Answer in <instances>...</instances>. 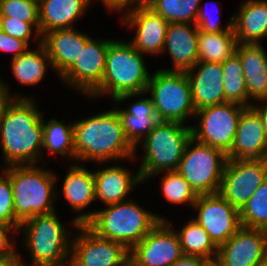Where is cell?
Returning <instances> with one entry per match:
<instances>
[{
    "instance_id": "1",
    "label": "cell",
    "mask_w": 267,
    "mask_h": 266,
    "mask_svg": "<svg viewBox=\"0 0 267 266\" xmlns=\"http://www.w3.org/2000/svg\"><path fill=\"white\" fill-rule=\"evenodd\" d=\"M73 123L76 162L93 161L102 166L110 160L135 161V148L124 136L116 107Z\"/></svg>"
},
{
    "instance_id": "2",
    "label": "cell",
    "mask_w": 267,
    "mask_h": 266,
    "mask_svg": "<svg viewBox=\"0 0 267 266\" xmlns=\"http://www.w3.org/2000/svg\"><path fill=\"white\" fill-rule=\"evenodd\" d=\"M34 98H16L0 123L3 167L35 165L42 160V114Z\"/></svg>"
},
{
    "instance_id": "3",
    "label": "cell",
    "mask_w": 267,
    "mask_h": 266,
    "mask_svg": "<svg viewBox=\"0 0 267 266\" xmlns=\"http://www.w3.org/2000/svg\"><path fill=\"white\" fill-rule=\"evenodd\" d=\"M147 69L144 55L133 47L130 40H111L102 82L88 97L95 99L106 94L116 105L141 97L151 75Z\"/></svg>"
},
{
    "instance_id": "4",
    "label": "cell",
    "mask_w": 267,
    "mask_h": 266,
    "mask_svg": "<svg viewBox=\"0 0 267 266\" xmlns=\"http://www.w3.org/2000/svg\"><path fill=\"white\" fill-rule=\"evenodd\" d=\"M94 211V216L85 225L97 236L119 242L129 251L167 218L147 211L133 199Z\"/></svg>"
},
{
    "instance_id": "5",
    "label": "cell",
    "mask_w": 267,
    "mask_h": 266,
    "mask_svg": "<svg viewBox=\"0 0 267 266\" xmlns=\"http://www.w3.org/2000/svg\"><path fill=\"white\" fill-rule=\"evenodd\" d=\"M15 217L23 221L55 212L57 175L36 165L9 166Z\"/></svg>"
},
{
    "instance_id": "6",
    "label": "cell",
    "mask_w": 267,
    "mask_h": 266,
    "mask_svg": "<svg viewBox=\"0 0 267 266\" xmlns=\"http://www.w3.org/2000/svg\"><path fill=\"white\" fill-rule=\"evenodd\" d=\"M66 227L57 212L36 215L23 221L18 231L24 232L23 245L29 252L30 265L61 266L70 258L72 230Z\"/></svg>"
},
{
    "instance_id": "7",
    "label": "cell",
    "mask_w": 267,
    "mask_h": 266,
    "mask_svg": "<svg viewBox=\"0 0 267 266\" xmlns=\"http://www.w3.org/2000/svg\"><path fill=\"white\" fill-rule=\"evenodd\" d=\"M191 138V125L176 121H159L138 144H142L144 152L137 169L142 181H147L159 172L177 170Z\"/></svg>"
},
{
    "instance_id": "8",
    "label": "cell",
    "mask_w": 267,
    "mask_h": 266,
    "mask_svg": "<svg viewBox=\"0 0 267 266\" xmlns=\"http://www.w3.org/2000/svg\"><path fill=\"white\" fill-rule=\"evenodd\" d=\"M144 94H150L159 121L185 124L186 120L195 115L191 85L186 72L156 70L150 75Z\"/></svg>"
},
{
    "instance_id": "9",
    "label": "cell",
    "mask_w": 267,
    "mask_h": 266,
    "mask_svg": "<svg viewBox=\"0 0 267 266\" xmlns=\"http://www.w3.org/2000/svg\"><path fill=\"white\" fill-rule=\"evenodd\" d=\"M228 158L219 148L191 138L176 171L190 184L197 195L219 193Z\"/></svg>"
},
{
    "instance_id": "10",
    "label": "cell",
    "mask_w": 267,
    "mask_h": 266,
    "mask_svg": "<svg viewBox=\"0 0 267 266\" xmlns=\"http://www.w3.org/2000/svg\"><path fill=\"white\" fill-rule=\"evenodd\" d=\"M245 107L225 102L195 112L198 126H191V136L199 143L210 145L226 154L234 145L238 121Z\"/></svg>"
},
{
    "instance_id": "11",
    "label": "cell",
    "mask_w": 267,
    "mask_h": 266,
    "mask_svg": "<svg viewBox=\"0 0 267 266\" xmlns=\"http://www.w3.org/2000/svg\"><path fill=\"white\" fill-rule=\"evenodd\" d=\"M267 178V159H228L219 194L240 210Z\"/></svg>"
},
{
    "instance_id": "12",
    "label": "cell",
    "mask_w": 267,
    "mask_h": 266,
    "mask_svg": "<svg viewBox=\"0 0 267 266\" xmlns=\"http://www.w3.org/2000/svg\"><path fill=\"white\" fill-rule=\"evenodd\" d=\"M193 208L197 212L193 220L203 227L217 247L242 227L239 210L219 193L198 195Z\"/></svg>"
},
{
    "instance_id": "13",
    "label": "cell",
    "mask_w": 267,
    "mask_h": 266,
    "mask_svg": "<svg viewBox=\"0 0 267 266\" xmlns=\"http://www.w3.org/2000/svg\"><path fill=\"white\" fill-rule=\"evenodd\" d=\"M112 39L89 37L76 62L60 77V81L75 91L89 96L102 82L106 55Z\"/></svg>"
},
{
    "instance_id": "14",
    "label": "cell",
    "mask_w": 267,
    "mask_h": 266,
    "mask_svg": "<svg viewBox=\"0 0 267 266\" xmlns=\"http://www.w3.org/2000/svg\"><path fill=\"white\" fill-rule=\"evenodd\" d=\"M70 259L78 266H117L130 251L121 243L97 236L86 225H77Z\"/></svg>"
},
{
    "instance_id": "15",
    "label": "cell",
    "mask_w": 267,
    "mask_h": 266,
    "mask_svg": "<svg viewBox=\"0 0 267 266\" xmlns=\"http://www.w3.org/2000/svg\"><path fill=\"white\" fill-rule=\"evenodd\" d=\"M172 224L168 219L161 220L130 250L139 266H171L183 255Z\"/></svg>"
},
{
    "instance_id": "16",
    "label": "cell",
    "mask_w": 267,
    "mask_h": 266,
    "mask_svg": "<svg viewBox=\"0 0 267 266\" xmlns=\"http://www.w3.org/2000/svg\"><path fill=\"white\" fill-rule=\"evenodd\" d=\"M121 22L135 30L133 47L143 55L162 54L169 22L155 13L146 4L124 11Z\"/></svg>"
},
{
    "instance_id": "17",
    "label": "cell",
    "mask_w": 267,
    "mask_h": 266,
    "mask_svg": "<svg viewBox=\"0 0 267 266\" xmlns=\"http://www.w3.org/2000/svg\"><path fill=\"white\" fill-rule=\"evenodd\" d=\"M267 257L264 229L241 227L218 247L217 266H256Z\"/></svg>"
},
{
    "instance_id": "18",
    "label": "cell",
    "mask_w": 267,
    "mask_h": 266,
    "mask_svg": "<svg viewBox=\"0 0 267 266\" xmlns=\"http://www.w3.org/2000/svg\"><path fill=\"white\" fill-rule=\"evenodd\" d=\"M61 193L71 210L78 215L69 223L71 229L77 225H85L95 214V211L84 212L96 200L94 172L75 162L69 167L62 183Z\"/></svg>"
},
{
    "instance_id": "19",
    "label": "cell",
    "mask_w": 267,
    "mask_h": 266,
    "mask_svg": "<svg viewBox=\"0 0 267 266\" xmlns=\"http://www.w3.org/2000/svg\"><path fill=\"white\" fill-rule=\"evenodd\" d=\"M228 159H267V136L258 112L245 107L240 115Z\"/></svg>"
},
{
    "instance_id": "20",
    "label": "cell",
    "mask_w": 267,
    "mask_h": 266,
    "mask_svg": "<svg viewBox=\"0 0 267 266\" xmlns=\"http://www.w3.org/2000/svg\"><path fill=\"white\" fill-rule=\"evenodd\" d=\"M196 111L225 103L222 63L200 61L186 71Z\"/></svg>"
},
{
    "instance_id": "21",
    "label": "cell",
    "mask_w": 267,
    "mask_h": 266,
    "mask_svg": "<svg viewBox=\"0 0 267 266\" xmlns=\"http://www.w3.org/2000/svg\"><path fill=\"white\" fill-rule=\"evenodd\" d=\"M89 37L75 27L54 29L42 36V44L48 52L52 70L59 78L76 62Z\"/></svg>"
},
{
    "instance_id": "22",
    "label": "cell",
    "mask_w": 267,
    "mask_h": 266,
    "mask_svg": "<svg viewBox=\"0 0 267 266\" xmlns=\"http://www.w3.org/2000/svg\"><path fill=\"white\" fill-rule=\"evenodd\" d=\"M168 53L172 69L164 71L186 72L198 62V27L191 23H169L163 54Z\"/></svg>"
},
{
    "instance_id": "23",
    "label": "cell",
    "mask_w": 267,
    "mask_h": 266,
    "mask_svg": "<svg viewBox=\"0 0 267 266\" xmlns=\"http://www.w3.org/2000/svg\"><path fill=\"white\" fill-rule=\"evenodd\" d=\"M94 179L95 198L105 206L129 200L131 190L143 182L139 171L132 174V171L117 163L95 170Z\"/></svg>"
},
{
    "instance_id": "24",
    "label": "cell",
    "mask_w": 267,
    "mask_h": 266,
    "mask_svg": "<svg viewBox=\"0 0 267 266\" xmlns=\"http://www.w3.org/2000/svg\"><path fill=\"white\" fill-rule=\"evenodd\" d=\"M235 53L241 60L247 89V107L253 101L267 100V52L262 44L238 43Z\"/></svg>"
},
{
    "instance_id": "25",
    "label": "cell",
    "mask_w": 267,
    "mask_h": 266,
    "mask_svg": "<svg viewBox=\"0 0 267 266\" xmlns=\"http://www.w3.org/2000/svg\"><path fill=\"white\" fill-rule=\"evenodd\" d=\"M232 16L237 43L262 44L267 38V0H246Z\"/></svg>"
},
{
    "instance_id": "26",
    "label": "cell",
    "mask_w": 267,
    "mask_h": 266,
    "mask_svg": "<svg viewBox=\"0 0 267 266\" xmlns=\"http://www.w3.org/2000/svg\"><path fill=\"white\" fill-rule=\"evenodd\" d=\"M92 0H39V32L41 36L54 29L74 28Z\"/></svg>"
},
{
    "instance_id": "27",
    "label": "cell",
    "mask_w": 267,
    "mask_h": 266,
    "mask_svg": "<svg viewBox=\"0 0 267 266\" xmlns=\"http://www.w3.org/2000/svg\"><path fill=\"white\" fill-rule=\"evenodd\" d=\"M117 111L123 123V133L129 143L135 148V156L138 144L152 131L159 122L155 114L150 97L134 100L128 107L122 109L116 105Z\"/></svg>"
},
{
    "instance_id": "28",
    "label": "cell",
    "mask_w": 267,
    "mask_h": 266,
    "mask_svg": "<svg viewBox=\"0 0 267 266\" xmlns=\"http://www.w3.org/2000/svg\"><path fill=\"white\" fill-rule=\"evenodd\" d=\"M11 64L16 80L27 86L38 85L45 77L47 67L52 68L48 52L42 43L12 59Z\"/></svg>"
},
{
    "instance_id": "29",
    "label": "cell",
    "mask_w": 267,
    "mask_h": 266,
    "mask_svg": "<svg viewBox=\"0 0 267 266\" xmlns=\"http://www.w3.org/2000/svg\"><path fill=\"white\" fill-rule=\"evenodd\" d=\"M42 127V152L47 150L51 155L59 154L69 161H75L74 123L70 122L66 125L63 124V120L59 121L56 118L46 121L42 115Z\"/></svg>"
},
{
    "instance_id": "30",
    "label": "cell",
    "mask_w": 267,
    "mask_h": 266,
    "mask_svg": "<svg viewBox=\"0 0 267 266\" xmlns=\"http://www.w3.org/2000/svg\"><path fill=\"white\" fill-rule=\"evenodd\" d=\"M234 32L207 33L198 29V62L223 63L236 51Z\"/></svg>"
},
{
    "instance_id": "31",
    "label": "cell",
    "mask_w": 267,
    "mask_h": 266,
    "mask_svg": "<svg viewBox=\"0 0 267 266\" xmlns=\"http://www.w3.org/2000/svg\"><path fill=\"white\" fill-rule=\"evenodd\" d=\"M183 255L199 256L215 262L218 247L209 234L195 220L190 219L180 230H176Z\"/></svg>"
},
{
    "instance_id": "32",
    "label": "cell",
    "mask_w": 267,
    "mask_h": 266,
    "mask_svg": "<svg viewBox=\"0 0 267 266\" xmlns=\"http://www.w3.org/2000/svg\"><path fill=\"white\" fill-rule=\"evenodd\" d=\"M202 0H146L145 4L169 23H196Z\"/></svg>"
},
{
    "instance_id": "33",
    "label": "cell",
    "mask_w": 267,
    "mask_h": 266,
    "mask_svg": "<svg viewBox=\"0 0 267 266\" xmlns=\"http://www.w3.org/2000/svg\"><path fill=\"white\" fill-rule=\"evenodd\" d=\"M226 102L247 107V89L239 56L234 53L222 63Z\"/></svg>"
},
{
    "instance_id": "34",
    "label": "cell",
    "mask_w": 267,
    "mask_h": 266,
    "mask_svg": "<svg viewBox=\"0 0 267 266\" xmlns=\"http://www.w3.org/2000/svg\"><path fill=\"white\" fill-rule=\"evenodd\" d=\"M164 173V174H163ZM164 175L161 179V191L164 198L169 202L174 204H187L193 208L198 195L191 188L188 181L176 170L163 171L153 176Z\"/></svg>"
},
{
    "instance_id": "35",
    "label": "cell",
    "mask_w": 267,
    "mask_h": 266,
    "mask_svg": "<svg viewBox=\"0 0 267 266\" xmlns=\"http://www.w3.org/2000/svg\"><path fill=\"white\" fill-rule=\"evenodd\" d=\"M241 225L247 228H267V178L248 202L239 210Z\"/></svg>"
},
{
    "instance_id": "36",
    "label": "cell",
    "mask_w": 267,
    "mask_h": 266,
    "mask_svg": "<svg viewBox=\"0 0 267 266\" xmlns=\"http://www.w3.org/2000/svg\"><path fill=\"white\" fill-rule=\"evenodd\" d=\"M0 17L31 23L39 31L37 0H0Z\"/></svg>"
},
{
    "instance_id": "37",
    "label": "cell",
    "mask_w": 267,
    "mask_h": 266,
    "mask_svg": "<svg viewBox=\"0 0 267 266\" xmlns=\"http://www.w3.org/2000/svg\"><path fill=\"white\" fill-rule=\"evenodd\" d=\"M0 174V223L14 227L17 231L21 222L15 217L12 185L9 166L3 167ZM3 173V174H2Z\"/></svg>"
},
{
    "instance_id": "38",
    "label": "cell",
    "mask_w": 267,
    "mask_h": 266,
    "mask_svg": "<svg viewBox=\"0 0 267 266\" xmlns=\"http://www.w3.org/2000/svg\"><path fill=\"white\" fill-rule=\"evenodd\" d=\"M0 29L11 37L25 41L29 46L33 39L38 45L42 43L40 32L28 22L11 19V17H0Z\"/></svg>"
},
{
    "instance_id": "39",
    "label": "cell",
    "mask_w": 267,
    "mask_h": 266,
    "mask_svg": "<svg viewBox=\"0 0 267 266\" xmlns=\"http://www.w3.org/2000/svg\"><path fill=\"white\" fill-rule=\"evenodd\" d=\"M207 3H200V8L198 11V15L196 18V23L195 25L198 27L199 30L207 32V33H217V32H234L233 30V16H231L229 19V21L226 23V25L223 27L222 25H220V21L219 17H217V19L215 18L214 20V16L212 17L210 15V11L207 10V8H205V6ZM204 6V7H203ZM218 12V13H217ZM217 13V15L219 16L221 12L218 11V8L216 10L215 8V12ZM216 16V15H215Z\"/></svg>"
},
{
    "instance_id": "40",
    "label": "cell",
    "mask_w": 267,
    "mask_h": 266,
    "mask_svg": "<svg viewBox=\"0 0 267 266\" xmlns=\"http://www.w3.org/2000/svg\"><path fill=\"white\" fill-rule=\"evenodd\" d=\"M29 49V45L21 40L6 34L0 29V51L12 53V59L25 53Z\"/></svg>"
},
{
    "instance_id": "41",
    "label": "cell",
    "mask_w": 267,
    "mask_h": 266,
    "mask_svg": "<svg viewBox=\"0 0 267 266\" xmlns=\"http://www.w3.org/2000/svg\"><path fill=\"white\" fill-rule=\"evenodd\" d=\"M11 232L15 235L17 230L14 227L0 223V258L13 256L17 252L15 238L12 239L13 237L10 238L9 236Z\"/></svg>"
},
{
    "instance_id": "42",
    "label": "cell",
    "mask_w": 267,
    "mask_h": 266,
    "mask_svg": "<svg viewBox=\"0 0 267 266\" xmlns=\"http://www.w3.org/2000/svg\"><path fill=\"white\" fill-rule=\"evenodd\" d=\"M8 84H6L2 79H0V123L8 109V107L14 102L16 98H33V96L11 94Z\"/></svg>"
},
{
    "instance_id": "43",
    "label": "cell",
    "mask_w": 267,
    "mask_h": 266,
    "mask_svg": "<svg viewBox=\"0 0 267 266\" xmlns=\"http://www.w3.org/2000/svg\"><path fill=\"white\" fill-rule=\"evenodd\" d=\"M94 1V0H93ZM101 3H103V6L106 8V10L109 11V13L112 11H128L131 9H134L138 7L139 5L145 4V0H100Z\"/></svg>"
},
{
    "instance_id": "44",
    "label": "cell",
    "mask_w": 267,
    "mask_h": 266,
    "mask_svg": "<svg viewBox=\"0 0 267 266\" xmlns=\"http://www.w3.org/2000/svg\"><path fill=\"white\" fill-rule=\"evenodd\" d=\"M215 262L199 256L182 255L171 266H212Z\"/></svg>"
},
{
    "instance_id": "45",
    "label": "cell",
    "mask_w": 267,
    "mask_h": 266,
    "mask_svg": "<svg viewBox=\"0 0 267 266\" xmlns=\"http://www.w3.org/2000/svg\"><path fill=\"white\" fill-rule=\"evenodd\" d=\"M257 102H259L260 104ZM257 102H255V104L253 102L251 106L260 115L267 136V100H260Z\"/></svg>"
},
{
    "instance_id": "46",
    "label": "cell",
    "mask_w": 267,
    "mask_h": 266,
    "mask_svg": "<svg viewBox=\"0 0 267 266\" xmlns=\"http://www.w3.org/2000/svg\"><path fill=\"white\" fill-rule=\"evenodd\" d=\"M19 255V252H16L13 256L0 258V266H24L23 259Z\"/></svg>"
},
{
    "instance_id": "47",
    "label": "cell",
    "mask_w": 267,
    "mask_h": 266,
    "mask_svg": "<svg viewBox=\"0 0 267 266\" xmlns=\"http://www.w3.org/2000/svg\"><path fill=\"white\" fill-rule=\"evenodd\" d=\"M117 266H139L138 262L129 254Z\"/></svg>"
},
{
    "instance_id": "48",
    "label": "cell",
    "mask_w": 267,
    "mask_h": 266,
    "mask_svg": "<svg viewBox=\"0 0 267 266\" xmlns=\"http://www.w3.org/2000/svg\"><path fill=\"white\" fill-rule=\"evenodd\" d=\"M61 266H78L77 264H75L70 258L65 261Z\"/></svg>"
},
{
    "instance_id": "49",
    "label": "cell",
    "mask_w": 267,
    "mask_h": 266,
    "mask_svg": "<svg viewBox=\"0 0 267 266\" xmlns=\"http://www.w3.org/2000/svg\"><path fill=\"white\" fill-rule=\"evenodd\" d=\"M256 266H267V257L263 261L259 262Z\"/></svg>"
},
{
    "instance_id": "50",
    "label": "cell",
    "mask_w": 267,
    "mask_h": 266,
    "mask_svg": "<svg viewBox=\"0 0 267 266\" xmlns=\"http://www.w3.org/2000/svg\"><path fill=\"white\" fill-rule=\"evenodd\" d=\"M265 235H266V240H267V228L265 229Z\"/></svg>"
}]
</instances>
